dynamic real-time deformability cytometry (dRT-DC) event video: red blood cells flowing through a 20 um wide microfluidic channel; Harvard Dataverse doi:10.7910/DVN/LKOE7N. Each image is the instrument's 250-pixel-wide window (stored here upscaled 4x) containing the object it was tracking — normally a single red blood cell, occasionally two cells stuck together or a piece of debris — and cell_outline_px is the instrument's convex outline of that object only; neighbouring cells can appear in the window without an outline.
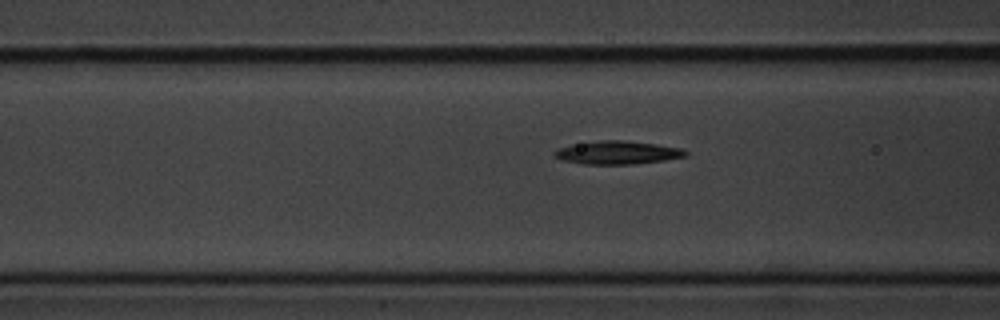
{"species": "common noctule bat (a hibernating species)", "species_latin": "Nyctalus noctula", "temperature_condition": "cold", "stored_images_in_passage": 6, "segment_of_instrument_passage": [2, 2], "camera_frame_rate_fps": 3000, "um_per_image_px": 0.085, "animal": {"sex": "male", "body_mass_g": 20.1, "forearm_length_mm": 53.5}, "frame": {"image": 1, "passage_image": 6, "time_ms": 1.667, "image_size_px": [1000, 320], "cell_outline_px": [[688, 156], [664, 160], [636, 164], [584, 164], [564, 160], [552, 156], [552, 152], [556, 148], [572, 144], [600, 140], [624, 140], [656, 144], [680, 148], [688, 152]], "centroid_in_image_um": [52.45, 12.96], "position_along_channel_um": 114.2, "area_um2": 17.86}}